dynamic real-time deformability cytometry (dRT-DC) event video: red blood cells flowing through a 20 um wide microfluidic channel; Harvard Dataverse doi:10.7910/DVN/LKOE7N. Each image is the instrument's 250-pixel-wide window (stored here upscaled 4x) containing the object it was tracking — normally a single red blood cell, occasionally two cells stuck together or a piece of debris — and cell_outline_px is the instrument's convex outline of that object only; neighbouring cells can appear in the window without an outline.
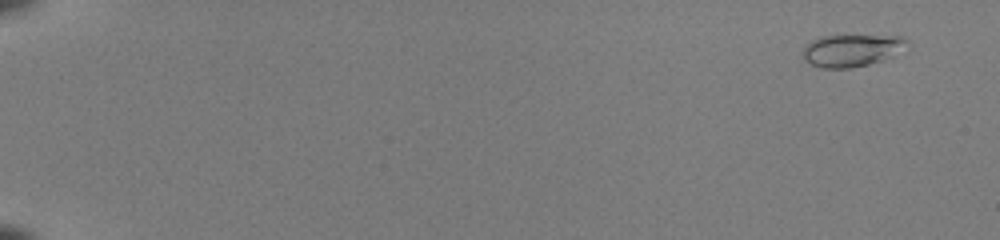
{"species": "common noctule bat (a hibernating species)", "species_latin": "Nyctalus noctula", "temperature_condition": "room temperature", "stored_images_in_passage": 53, "camera_frame_rate_fps": 3000, "um_per_image_px": 0.085, "animal": {"sex": "female", "body_mass_g": 22.0, "forearm_length_mm": 56.7}, "frame": {"image": 1, "passage_image": 4, "time_ms": 1.0, "image_size_px": [1000, 240], "cell_outline_px": [[908, 40], [892, 56], [868, 64], [848, 68], [824, 68], [812, 64], [804, 60], [804, 48], [812, 40], [824, 36], [900, 36]], "centroid_in_image_um": [72.33, 4.28], "position_along_channel_um": 12.7, "area_um2": 18.79}}
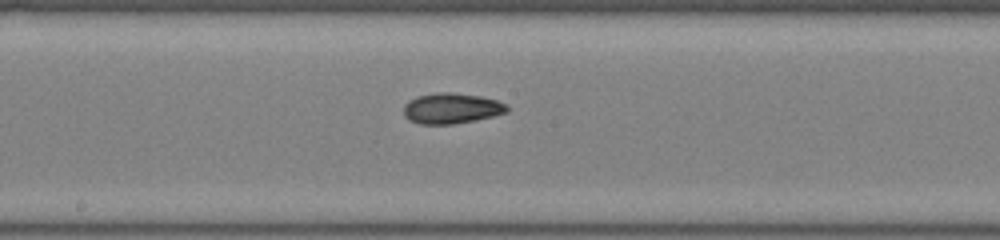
{"frame": {"image": 2, "passage_image": 32, "time_ms": 10.333, "image_size_px": [1000, 240], "cell_outline_px": [[508, 112], [476, 120], [452, 124], [420, 124], [408, 120], [404, 116], [404, 104], [408, 100], [416, 96], [436, 92], [452, 92], [480, 96], [496, 100], [508, 104]], "centroid_in_image_um": [38.35, 9.2], "position_along_channel_um": 209.8, "area_um2": 18.61}}
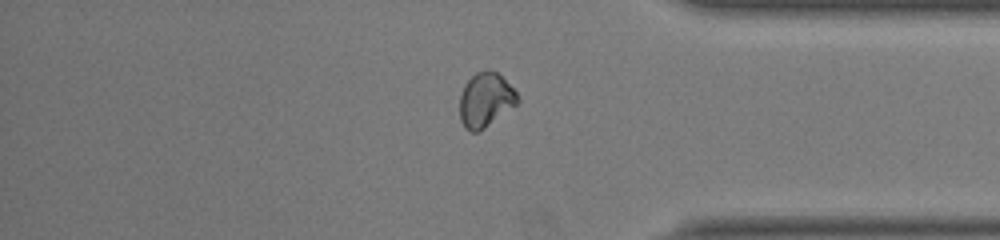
{"frame": {"image": 3, "passage_image": 46, "time_ms": 15.0, "image_size_px": [1000, 240], "cell_outline_px": [[520, 100], [516, 104], [480, 132], [472, 132], [464, 128], [460, 120], [460, 96], [464, 84], [476, 72], [488, 68], [496, 72], [516, 92]], "centroid_in_image_um": [41.24, 8.5], "position_along_channel_um": 394.0, "area_um2": 18.26}, "authors_computed_cell_mechanics": {"area_um2": 18.207, "velocity_mm_per_s": 4.114, "shape_relaxation_time_tau1_ms": null, "shape_relaxation_time_tau2_ms": 2.6241, "deformation_change_tau1": null, "deformation_change_tau2": 0.069}}